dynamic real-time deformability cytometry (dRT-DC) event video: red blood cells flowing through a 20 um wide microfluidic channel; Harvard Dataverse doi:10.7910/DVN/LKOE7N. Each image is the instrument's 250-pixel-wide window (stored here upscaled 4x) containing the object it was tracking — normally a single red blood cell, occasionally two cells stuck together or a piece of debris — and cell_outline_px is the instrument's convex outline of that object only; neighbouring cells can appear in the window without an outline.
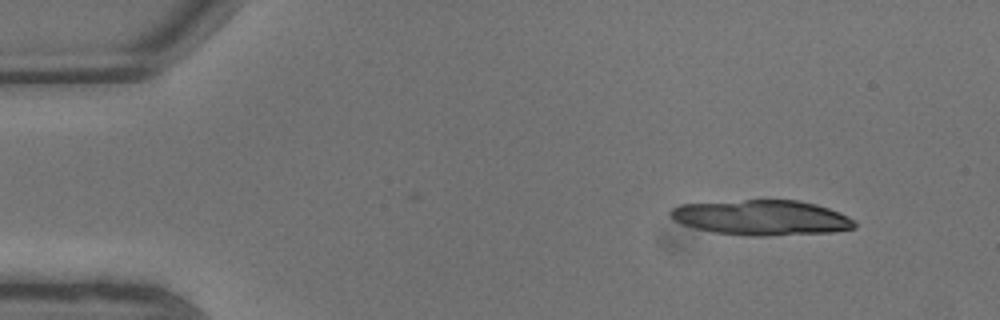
{"species": "common noctule bat (a hibernating species)", "species_latin": "Nyctalus noctula", "temperature_condition": "warm", "stored_images_in_passage": 13, "camera_frame_rate_fps": 3000, "um_per_image_px": 0.085, "animal": {"sex": "male", "body_mass_g": 13.3}, "frame": {"image": 1, "passage_image": 2, "time_ms": 0.333, "image_size_px": [1000, 320], "cell_outline_px": [[856, 228], [832, 232], [768, 236], [748, 236], [712, 232], [696, 228], [672, 220], [668, 216], [668, 212], [672, 208], [680, 204], [744, 200], [800, 200], [816, 204], [828, 208], [856, 220]], "centroid_in_image_um": [64.72, 18.5], "position_along_channel_um": 20.3, "area_um2": 37.97}}